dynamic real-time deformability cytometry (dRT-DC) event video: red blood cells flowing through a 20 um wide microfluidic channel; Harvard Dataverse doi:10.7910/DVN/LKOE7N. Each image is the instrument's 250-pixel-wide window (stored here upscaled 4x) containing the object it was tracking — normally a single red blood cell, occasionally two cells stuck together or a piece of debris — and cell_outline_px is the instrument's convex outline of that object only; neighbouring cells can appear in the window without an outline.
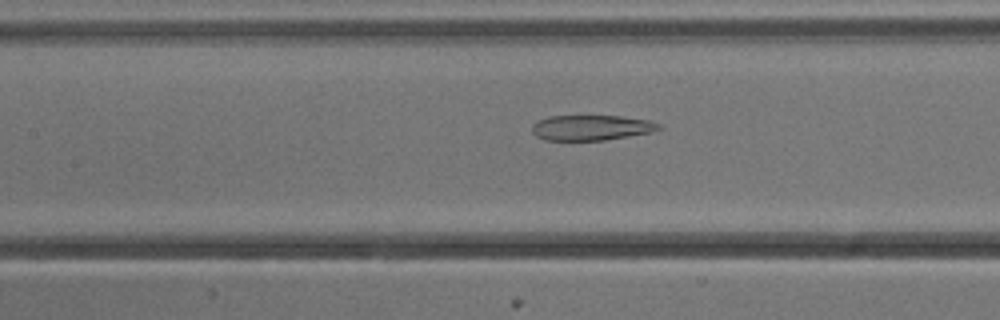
{"species": "common noctule bat (a hibernating species)", "species_latin": "Nyctalus noctula", "temperature_condition": "cold", "stored_images_in_passage": 46, "camera_frame_rate_fps": 3000, "um_per_image_px": 0.085, "animal": {"sex": "male", "body_mass_g": 13.3}, "frame": {"image": 1, "passage_image": 17, "time_ms": 5.333, "image_size_px": [1000, 320], "cell_outline_px": [[664, 128], [652, 132], [604, 140], [544, 140], [536, 136], [532, 132], [532, 124], [548, 116], [620, 116], [648, 120], [660, 124]], "centroid_in_image_um": [50.27, 10.85], "position_along_channel_um": 157.1, "area_um2": 18.67}}
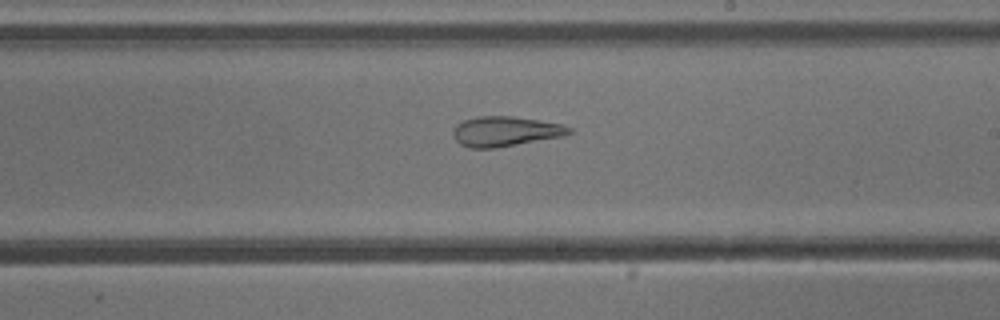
{"frame": {"image": 2, "passage_image": 24, "time_ms": 7.667, "image_size_px": [1000, 320], "cell_outline_px": [[576, 132], [564, 136], [496, 148], [468, 148], [460, 144], [452, 136], [452, 132], [456, 124], [464, 120], [476, 116], [512, 116], [560, 124], [572, 128]], "centroid_in_image_um": [42.94, 11.17], "position_along_channel_um": 246.1, "area_um2": 20.4}}
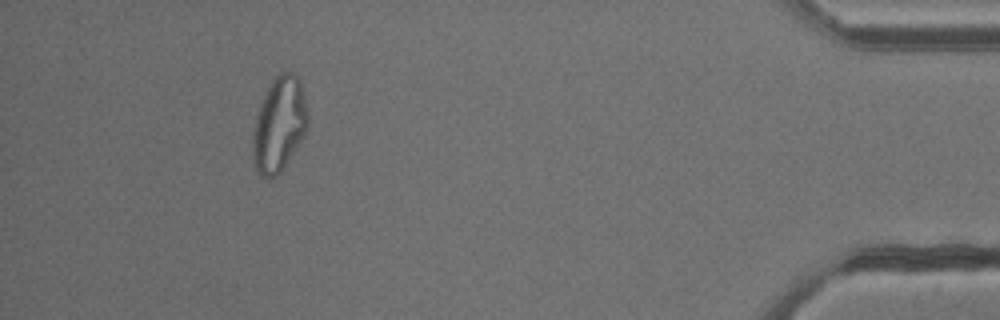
{"frame": {"image": 3, "passage_image": 42, "time_ms": 13.667, "image_size_px": [1000, 320], "cell_outline_px": [[308, 128], [304, 136], [280, 172], [276, 176], [268, 180], [260, 176], [256, 172], [252, 152], [252, 140], [256, 116], [260, 104], [272, 80], [280, 72], [292, 72], [300, 80], [304, 92], [308, 116]], "centroid_in_image_um": [23.73, 10.6], "position_along_channel_um": 411.5, "area_um2": 30.46}, "authors_computed_cell_mechanics": {"area_um2": 25.2586, "velocity_mm_per_s": 3.8203, "shape_relaxation_time_tau1_ms": null, "shape_relaxation_time_tau2_ms": 1.9926, "deformation_change_tau1": null, "deformation_change_tau2": 0.0973}}